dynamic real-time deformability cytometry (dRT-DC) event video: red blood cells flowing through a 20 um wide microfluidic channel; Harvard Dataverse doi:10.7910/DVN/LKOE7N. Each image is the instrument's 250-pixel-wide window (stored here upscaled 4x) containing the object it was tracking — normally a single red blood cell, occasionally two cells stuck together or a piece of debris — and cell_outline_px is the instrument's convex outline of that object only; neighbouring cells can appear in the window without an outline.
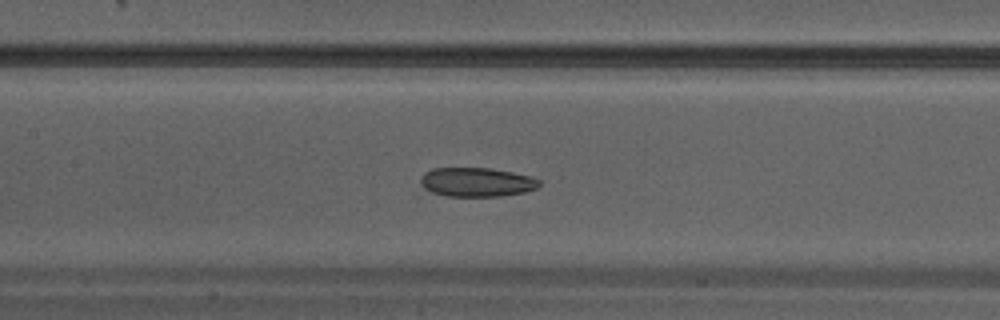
{"species": "Egyptian fruit bat (a non-hibernating species)", "species_latin": "Rousettus aegyptiacus", "temperature_condition": "warm", "stored_images_in_passage": 27, "camera_frame_rate_fps": 3000, "um_per_image_px": 0.085, "animal": {"sex": "male"}, "frame": {"image": 1, "passage_image": 12, "time_ms": 3.667, "image_size_px": [1000, 320], "cell_outline_px": [[540, 184], [536, 188], [524, 192], [500, 196], [448, 196], [432, 192], [424, 188], [420, 184], [420, 176], [424, 172], [432, 168], [488, 168], [512, 172], [528, 176], [540, 180]], "centroid_in_image_um": [40.47, 15.47], "position_along_channel_um": 166.9, "area_um2": 20.06}}
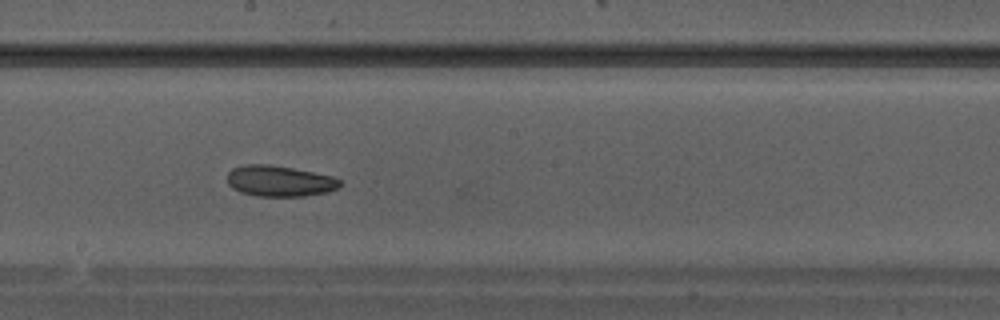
{"frame": {"image": 2, "passage_image": 15, "time_ms": 4.667, "image_size_px": [1000, 320], "cell_outline_px": [[344, 184], [340, 188], [328, 192], [304, 196], [256, 196], [240, 192], [232, 188], [228, 184], [228, 172], [232, 168], [244, 164], [268, 164], [292, 168], [332, 176], [340, 180]], "centroid_in_image_um": [23.78, 15.39], "position_along_channel_um": 224.4, "area_um2": 20.46}}